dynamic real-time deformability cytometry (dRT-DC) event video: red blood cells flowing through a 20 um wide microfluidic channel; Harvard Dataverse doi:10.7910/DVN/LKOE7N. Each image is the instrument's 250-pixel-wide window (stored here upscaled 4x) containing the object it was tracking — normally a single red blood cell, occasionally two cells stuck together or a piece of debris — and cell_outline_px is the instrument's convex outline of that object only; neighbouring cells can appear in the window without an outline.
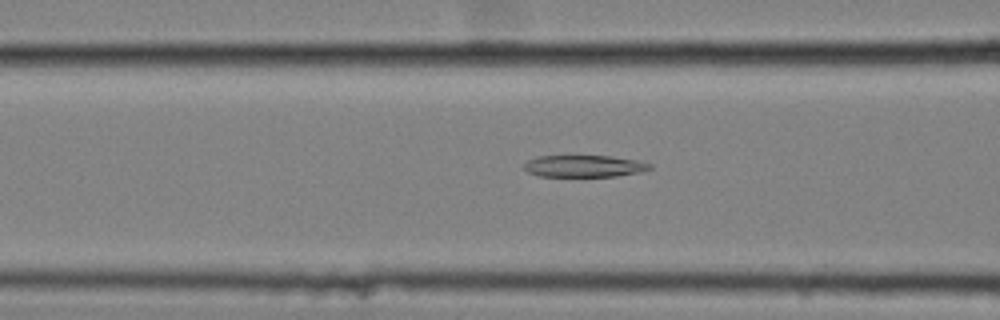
{"species": "common noctule bat (a hibernating species)", "species_latin": "Nyctalus noctula", "temperature_condition": "cold", "stored_images_in_passage": 43, "camera_frame_rate_fps": 3000, "um_per_image_px": 0.085, "animal": {"sex": "female", "body_mass_g": 25.1}, "frame": {"image": 1, "passage_image": 9, "time_ms": 2.667, "image_size_px": [1000, 320], "cell_outline_px": [[652, 168], [644, 172], [616, 176], [540, 176], [528, 172], [524, 168], [524, 164], [528, 160], [536, 156], [612, 156], [636, 160], [652, 164]], "centroid_in_image_um": [49.69, 14.12], "position_along_channel_um": 116.9, "area_um2": 16.07}}
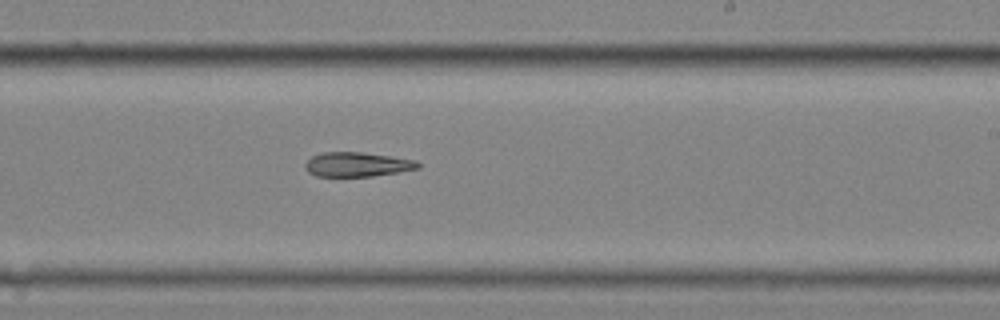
{"frame": {"image": 2, "passage_image": 21, "time_ms": 6.667, "image_size_px": [1000, 320], "cell_outline_px": [[420, 168], [372, 176], [316, 176], [308, 172], [304, 168], [304, 164], [312, 156], [324, 152], [360, 152], [416, 160], [420, 164]], "centroid_in_image_um": [30.33, 13.98], "position_along_channel_um": 258.7, "area_um2": 15.9}}
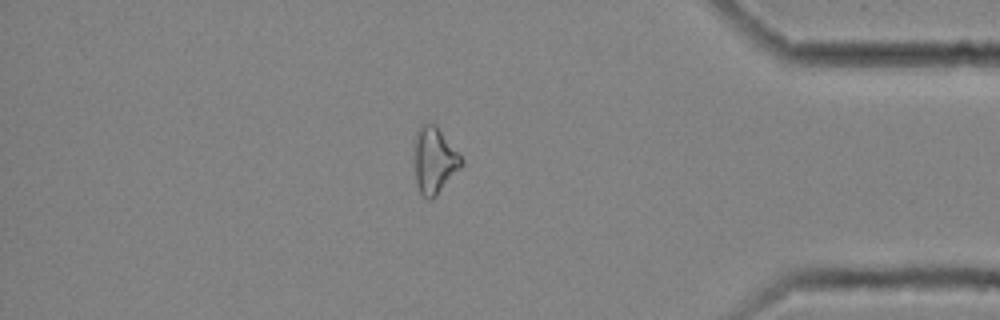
{"frame": {"image": 3, "passage_image": 35, "time_ms": 11.333, "image_size_px": [1000, 320], "cell_outline_px": [[464, 160], [460, 168], [436, 196], [432, 200], [428, 200], [420, 192], [416, 184], [416, 132], [420, 124], [436, 124]], "centroid_in_image_um": [36.94, 13.64], "position_along_channel_um": 398.3, "area_um2": 17.8}}